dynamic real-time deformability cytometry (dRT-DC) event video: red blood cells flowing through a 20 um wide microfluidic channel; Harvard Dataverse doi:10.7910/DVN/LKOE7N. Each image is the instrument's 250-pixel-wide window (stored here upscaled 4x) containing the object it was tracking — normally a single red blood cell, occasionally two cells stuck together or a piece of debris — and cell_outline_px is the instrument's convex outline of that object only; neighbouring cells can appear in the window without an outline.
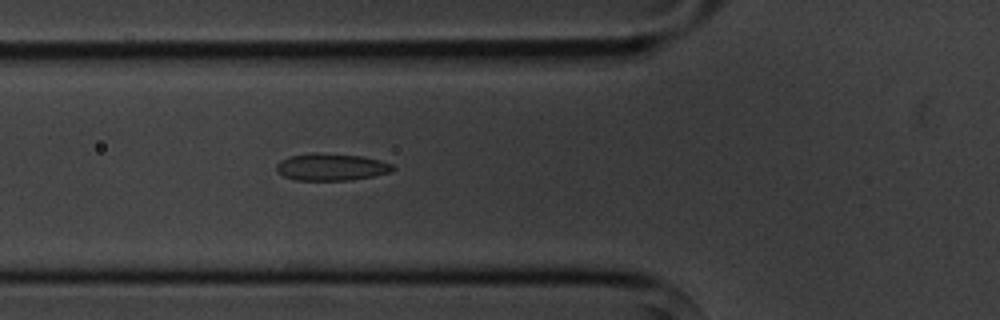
{"species": "common noctule bat (a hibernating species)", "species_latin": "Nyctalus noctula", "temperature_condition": "cold", "stored_images_in_passage": 5, "camera_frame_rate_fps": 3000, "um_per_image_px": 0.085, "animal": {"sex": "male", "body_mass_g": 20.1, "forearm_length_mm": 53.5}, "frame": {"image": 1, "passage_image": 5, "time_ms": 5.333, "image_size_px": [1000, 320], "cell_outline_px": [[396, 168], [392, 172], [352, 180], [296, 180], [284, 176], [276, 172], [276, 164], [280, 160], [288, 156], [312, 152], [316, 152], [360, 156], [380, 160], [392, 164]], "centroid_in_image_um": [28.13, 14.19], "position_along_channel_um": 97.7, "area_um2": 18.55}}